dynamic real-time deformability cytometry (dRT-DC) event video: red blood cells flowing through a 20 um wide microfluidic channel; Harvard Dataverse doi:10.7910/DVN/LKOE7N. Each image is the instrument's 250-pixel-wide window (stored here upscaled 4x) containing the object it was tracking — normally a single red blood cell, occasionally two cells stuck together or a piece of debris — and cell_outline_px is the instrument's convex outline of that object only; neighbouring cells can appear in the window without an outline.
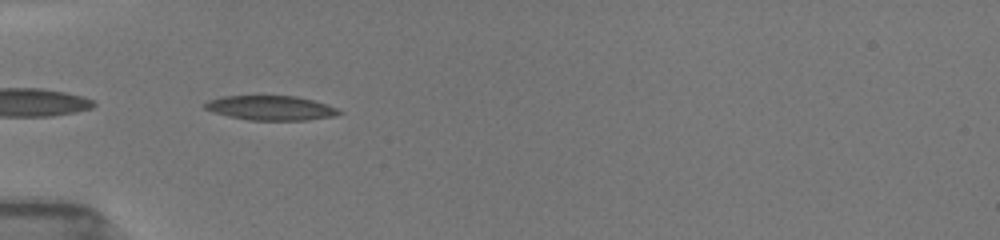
{"species": "common noctule bat (a hibernating species)", "species_latin": "Nyctalus noctula", "temperature_condition": "room temperature", "stored_images_in_passage": 35, "camera_frame_rate_fps": 3000, "um_per_image_px": 0.085, "animal": {"sex": "female", "body_mass_g": 19.5, "forearm_length_mm": 54.1}, "frame": {"image": 1, "passage_image": 1, "time_ms": 0.0, "image_size_px": [1000, 240], "cell_outline_px": [[344, 112], [336, 116], [304, 120], [248, 120], [228, 116], [212, 112], [204, 108], [204, 104], [208, 100], [220, 96], [296, 96], [328, 104]], "centroid_in_image_um": [23.01, 9.17], "position_along_channel_um": 62.0, "area_um2": 19.25}}
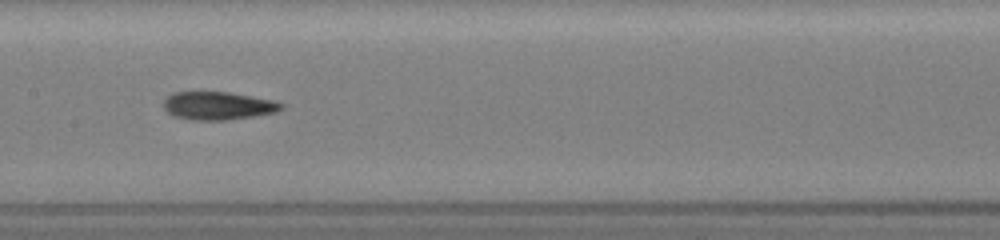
{"frame": {"image": 2, "passage_image": 11, "time_ms": 3.333, "image_size_px": [1000, 240], "cell_outline_px": [[284, 108], [276, 112], [256, 116], [228, 120], [188, 120], [172, 116], [164, 108], [164, 100], [172, 92], [228, 92], [276, 100], [284, 104]], "centroid_in_image_um": [18.56, 8.99], "position_along_channel_um": 188.8, "area_um2": 19.54}}
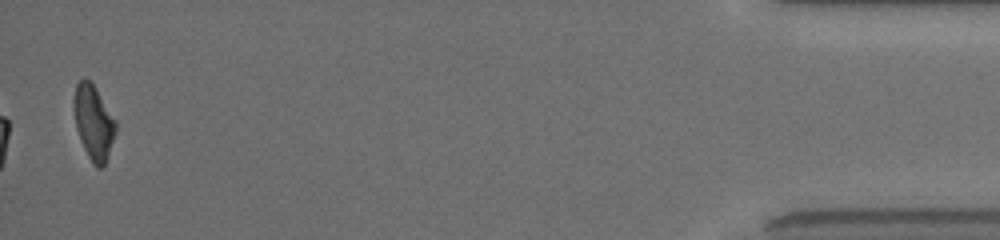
{"frame": {"image": 3, "passage_image": 35, "time_ms": 11.333, "image_size_px": [1000, 240], "cell_outline_px": [[116, 132], [108, 156], [104, 164], [100, 168], [96, 168], [92, 164], [80, 140], [76, 128], [72, 108], [72, 100], [76, 84], [80, 80], [88, 80], [96, 88], [116, 120]], "centroid_in_image_um": [7.93, 10.41], "position_along_channel_um": 427.3, "area_um2": 18.32}, "authors_computed_cell_mechanics": {"area_um2": 19.0162, "velocity_mm_per_s": 3.9721, "shape_relaxation_time_tau1_ms": null, "shape_relaxation_time_tau2_ms": 3.106, "deformation_change_tau1": null, "deformation_change_tau2": 0.113}}